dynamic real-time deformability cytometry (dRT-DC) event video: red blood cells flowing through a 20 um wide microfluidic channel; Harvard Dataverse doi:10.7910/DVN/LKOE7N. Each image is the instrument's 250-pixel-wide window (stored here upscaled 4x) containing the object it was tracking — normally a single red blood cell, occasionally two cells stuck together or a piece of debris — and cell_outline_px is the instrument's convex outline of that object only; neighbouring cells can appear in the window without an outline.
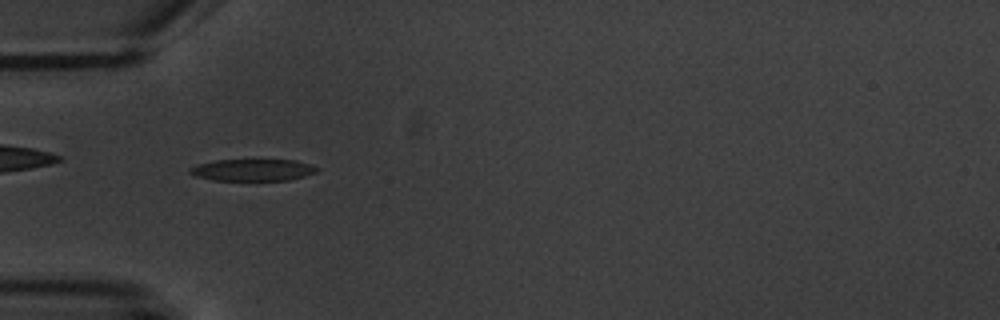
{"species": "common noctule bat (a hibernating species)", "species_latin": "Nyctalus noctula", "temperature_condition": "warm", "stored_images_in_passage": 10, "camera_frame_rate_fps": 3000, "um_per_image_px": 0.085, "animal": {"sex": "male", "body_mass_g": 20.1, "forearm_length_mm": 53.5}, "frame": {"image": 1, "passage_image": 5, "time_ms": 5.667, "image_size_px": [1000, 320], "cell_outline_px": [[320, 168], [316, 172], [304, 176], [288, 180], [212, 180], [196, 176], [188, 172], [188, 168], [200, 164], [216, 160], [296, 160]], "centroid_in_image_um": [21.47, 14.45], "position_along_channel_um": 63.5, "area_um2": 16.01}}
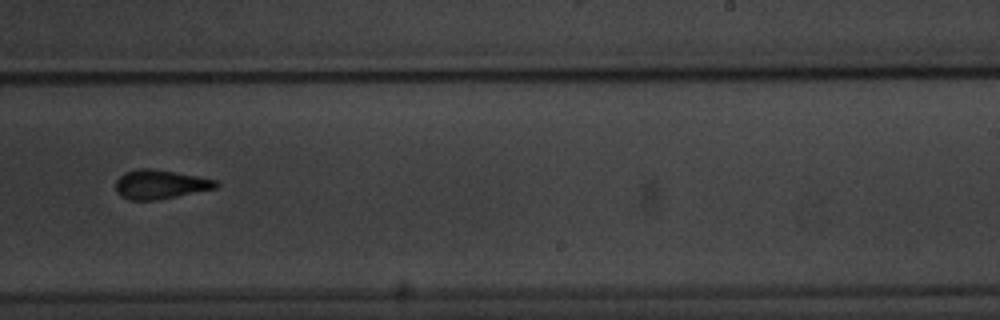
{"frame": {"image": 2, "passage_image": 10, "time_ms": 11.667, "image_size_px": [1000, 320], "cell_outline_px": [[220, 184], [216, 188], [156, 200], [128, 200], [120, 196], [116, 192], [116, 180], [124, 172], [136, 168], [148, 168], [196, 176], [216, 180]], "centroid_in_image_um": [13.56, 15.68], "position_along_channel_um": 275.4, "area_um2": 16.88}}